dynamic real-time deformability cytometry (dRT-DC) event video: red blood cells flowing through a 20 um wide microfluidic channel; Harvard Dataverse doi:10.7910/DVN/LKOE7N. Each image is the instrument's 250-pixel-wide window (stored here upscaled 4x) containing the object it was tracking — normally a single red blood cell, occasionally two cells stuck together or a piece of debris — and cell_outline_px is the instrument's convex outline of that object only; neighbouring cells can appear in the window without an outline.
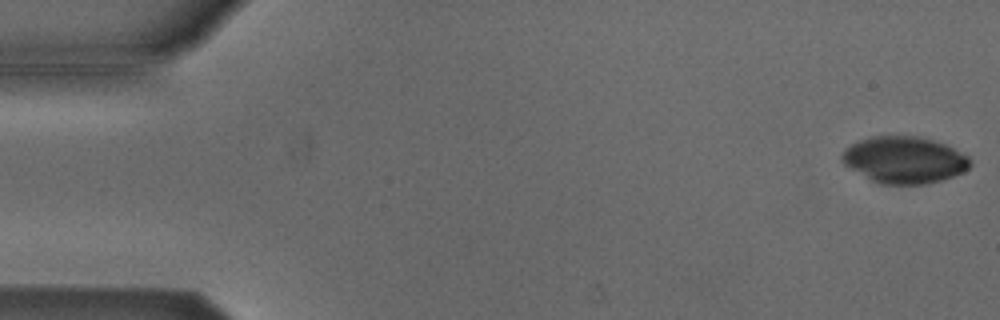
{"species": "Egyptian fruit bat (a non-hibernating species)", "species_latin": "Rousettus aegyptiacus", "temperature_condition": "cold", "stored_images_in_passage": 53, "camera_frame_rate_fps": 3000, "um_per_image_px": 0.085, "animal": {"sex": "male"}, "frame": {"image": 1, "passage_image": 1, "time_ms": 0.0, "image_size_px": [1000, 320], "cell_outline_px": [[972, 164], [964, 172], [940, 180], [924, 184], [880, 184], [872, 180], [844, 164], [840, 160], [840, 156], [844, 148], [860, 140], [872, 136], [916, 136], [932, 140], [944, 144], [968, 156], [972, 160]], "centroid_in_image_um": [76.86, 13.59], "position_along_channel_um": 8.1, "area_um2": 34.68}}
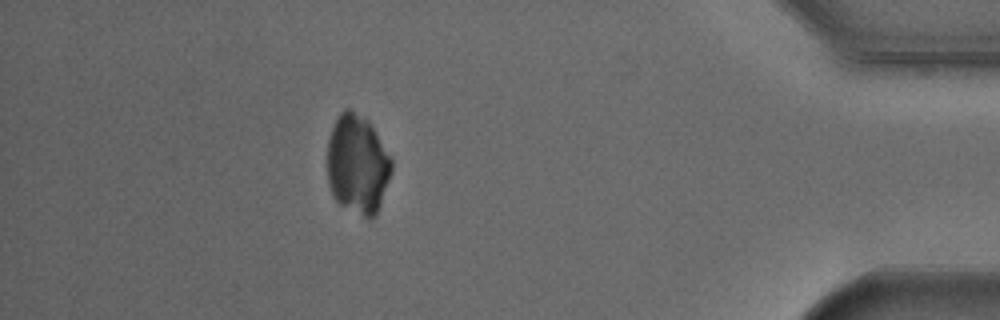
{"frame": {"image": 2, "passage_image": 47, "time_ms": 15.333, "image_size_px": [1000, 320], "cell_outline_px": [[392, 172], [376, 216], [368, 220], [340, 204], [332, 196], [328, 184], [328, 140], [332, 128], [340, 112], [344, 108], [348, 108], [368, 120], [392, 160]], "centroid_in_image_um": [30.38, 14.0], "position_along_channel_um": 404.8, "area_um2": 37.11}}